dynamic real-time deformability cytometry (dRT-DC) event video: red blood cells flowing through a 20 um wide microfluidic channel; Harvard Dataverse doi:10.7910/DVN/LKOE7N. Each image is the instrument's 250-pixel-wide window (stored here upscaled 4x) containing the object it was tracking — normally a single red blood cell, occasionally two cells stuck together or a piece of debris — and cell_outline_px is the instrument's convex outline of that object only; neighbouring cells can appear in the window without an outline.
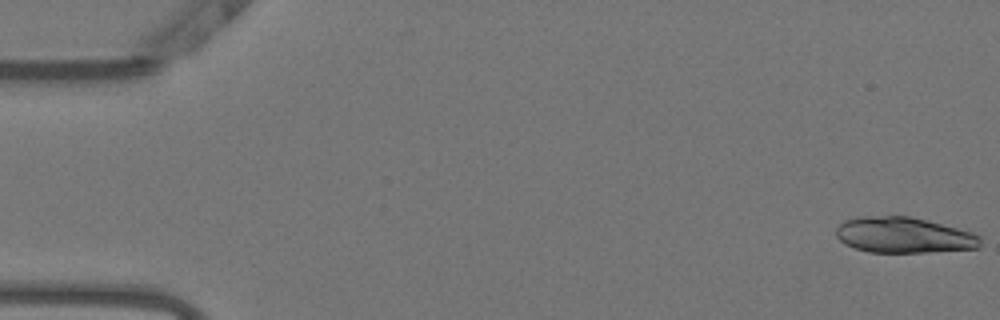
{"species": "Egyptian fruit bat (a non-hibernating species)", "species_latin": "Rousettus aegyptiacus", "temperature_condition": "warm", "stored_images_in_passage": 53, "camera_frame_rate_fps": 3000, "um_per_image_px": 0.085, "animal": {"sex": "female"}, "frame": {"image": 1, "passage_image": 1, "time_ms": 0.0, "image_size_px": [1000, 320], "cell_outline_px": [[980, 248], [928, 252], [868, 252], [844, 244], [836, 236], [836, 228], [844, 220], [856, 216], [908, 216], [972, 232], [980, 236]], "centroid_in_image_um": [76.78, 19.99], "position_along_channel_um": 8.2, "area_um2": 29.94}}
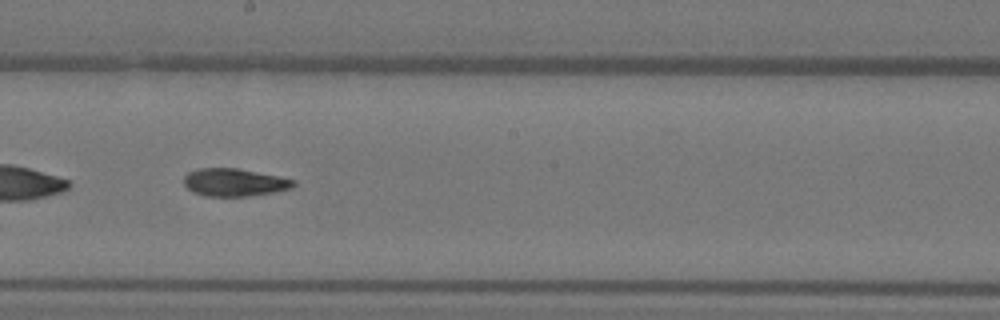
{"frame": {"image": 2, "passage_image": 30, "time_ms": 9.667, "image_size_px": [1000, 320], "cell_outline_px": [[296, 184], [292, 188], [276, 192], [248, 196], [204, 196], [192, 192], [184, 184], [184, 176], [188, 172], [200, 168], [236, 168], [296, 180]], "centroid_in_image_um": [19.91, 15.51], "position_along_channel_um": 228.3, "area_um2": 17.69}}
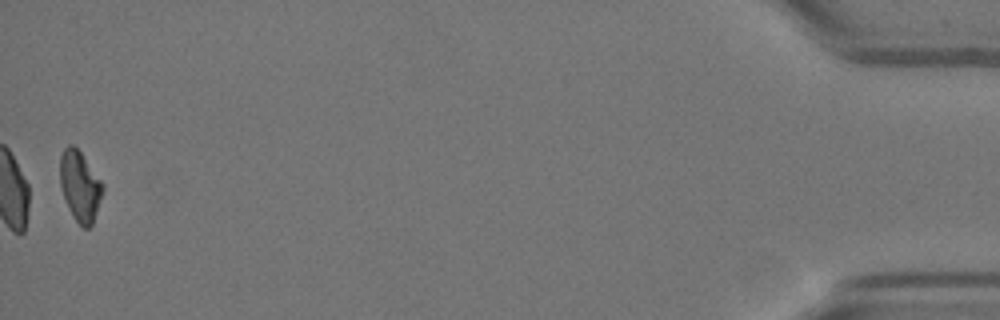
{"frame": {"image": 3, "passage_image": 53, "time_ms": 17.333, "image_size_px": [1000, 320], "cell_outline_px": [[104, 188], [92, 224], [88, 228], [84, 228], [72, 216], [68, 208], [60, 188], [60, 156], [64, 148], [68, 144], [72, 144], [80, 152], [104, 184]], "centroid_in_image_um": [6.78, 15.81], "position_along_channel_um": 428.4, "area_um2": 17.34}, "authors_computed_cell_mechanics": {"area_um2": 18.207, "velocity_mm_per_s": 3.8215, "shape_relaxation_time_tau1_ms": 5.529, "shape_relaxation_time_tau2_ms": 7.9685, "deformation_change_tau1": 0.1945, "deformation_change_tau2": 0.1596}}